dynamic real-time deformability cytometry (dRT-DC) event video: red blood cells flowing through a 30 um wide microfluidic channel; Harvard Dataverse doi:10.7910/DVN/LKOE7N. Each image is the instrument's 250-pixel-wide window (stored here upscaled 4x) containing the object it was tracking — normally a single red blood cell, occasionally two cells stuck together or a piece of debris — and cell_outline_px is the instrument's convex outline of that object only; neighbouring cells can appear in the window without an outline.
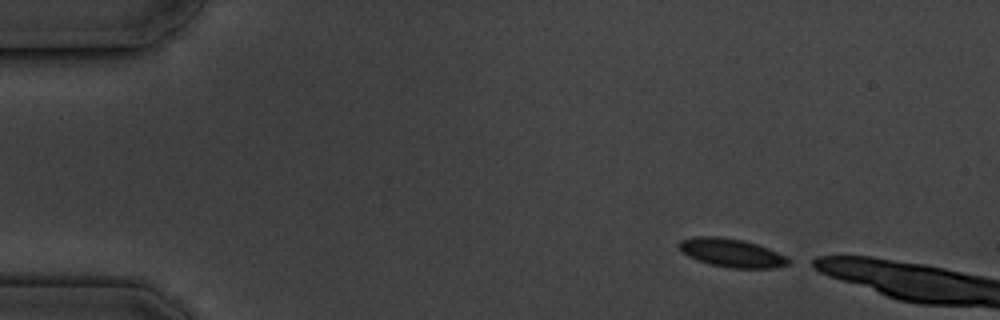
{"species": "common noctule bat (a hibernating species)", "species_latin": "Nyctalus noctula", "temperature_condition": "cold", "stored_images_in_passage": 3, "camera_frame_rate_fps": 3000, "um_per_image_px": 0.085, "animal": {"sex": "male", "body_mass_g": 19.5, "forearm_length_mm": 54.6}, "frame": {"image": 1, "passage_image": 1, "time_ms": 0.0, "image_size_px": [1000, 320], "cell_outline_px": [[796, 260], [788, 264], [776, 268], [728, 268], [712, 264], [688, 256], [680, 252], [676, 244], [680, 240], [696, 236], [720, 236], [744, 240], [768, 248], [788, 256]], "centroid_in_image_um": [62.22, 21.48], "position_along_channel_um": 22.8, "area_um2": 18.5}}